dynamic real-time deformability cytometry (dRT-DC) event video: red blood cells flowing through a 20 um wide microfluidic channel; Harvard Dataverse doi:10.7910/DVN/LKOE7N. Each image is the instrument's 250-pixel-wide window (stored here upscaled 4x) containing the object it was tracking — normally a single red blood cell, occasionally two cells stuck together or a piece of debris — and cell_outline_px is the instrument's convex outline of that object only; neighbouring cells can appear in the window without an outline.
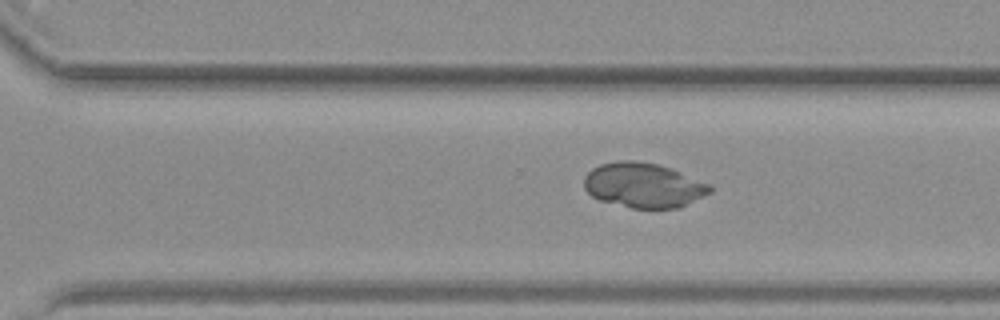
{"species": "common noctule bat (a hibernating species)", "species_latin": "Nyctalus noctula", "temperature_condition": "warm", "stored_images_in_passage": 64, "camera_frame_rate_fps": 3000, "um_per_image_px": 0.085, "animal": {"sex": "female", "body_mass_g": 19.3, "forearm_length_mm": 54.1}, "frame": {"image": 1, "passage_image": 44, "time_ms": 14.333, "image_size_px": [1000, 320], "cell_outline_px": [[712, 192], [680, 208], [632, 208], [600, 200], [592, 196], [584, 188], [584, 176], [592, 168], [600, 164], [616, 160], [632, 160], [656, 164], [672, 168], [708, 184], [712, 188]], "centroid_in_image_um": [54.68, 15.74], "position_along_channel_um": 315.9, "area_um2": 32.89}}
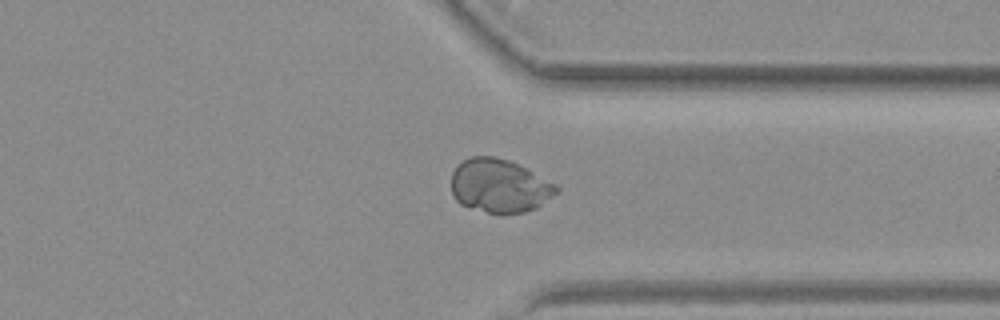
{"frame": {"image": 2, "passage_image": 49, "time_ms": 16.0, "image_size_px": [1000, 320], "cell_outline_px": [[560, 188], [552, 196], [536, 208], [524, 212], [488, 212], [468, 208], [460, 204], [452, 196], [452, 172], [468, 156], [496, 156], [508, 160], [556, 184]], "centroid_in_image_um": [42.41, 15.79], "position_along_channel_um": 369.0, "area_um2": 32.37}}
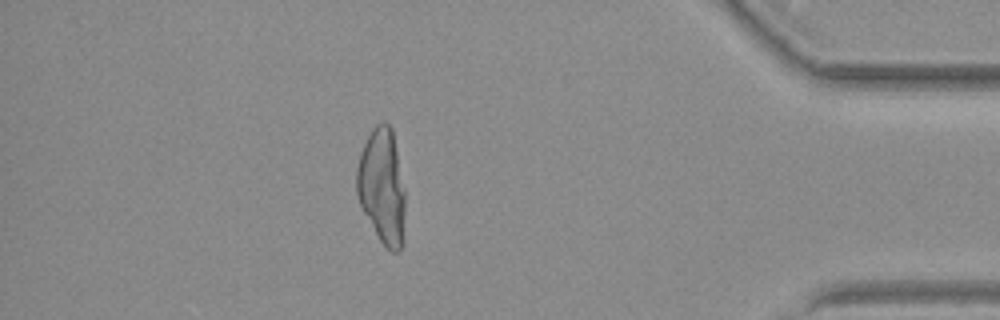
{"frame": {"image": 3, "passage_image": 56, "time_ms": 18.333, "image_size_px": [1000, 320], "cell_outline_px": [[404, 212], [400, 248], [396, 252], [392, 252], [380, 240], [364, 212], [356, 196], [356, 168], [360, 152], [372, 128], [376, 124], [384, 120], [392, 128], [404, 188]], "centroid_in_image_um": [32.44, 15.76], "position_along_channel_um": 402.8, "area_um2": 32.08}}